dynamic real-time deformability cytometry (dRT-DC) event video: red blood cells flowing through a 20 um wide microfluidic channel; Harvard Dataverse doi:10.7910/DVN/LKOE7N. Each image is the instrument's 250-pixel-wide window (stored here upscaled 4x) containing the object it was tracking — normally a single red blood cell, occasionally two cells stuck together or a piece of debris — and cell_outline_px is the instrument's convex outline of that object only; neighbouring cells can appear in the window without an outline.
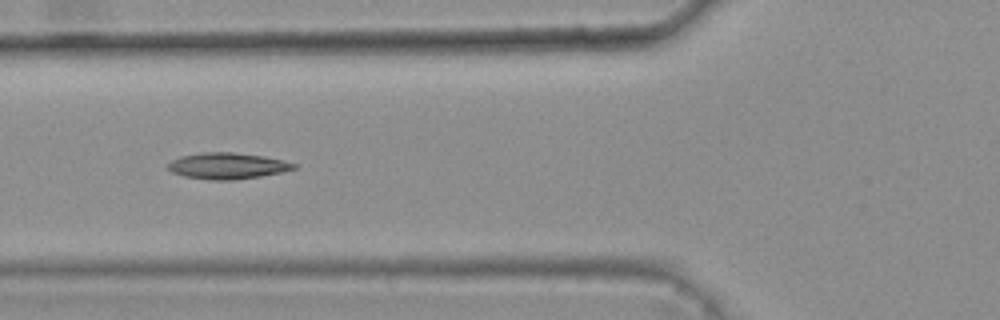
{"species": "common noctule bat (a hibernating species)", "species_latin": "Nyctalus noctula", "temperature_condition": "warm", "stored_images_in_passage": 46, "camera_frame_rate_fps": 3000, "um_per_image_px": 0.085, "animal": {"sex": "female", "body_mass_g": 25.1}, "frame": {"image": 1, "passage_image": 20, "time_ms": 6.333, "image_size_px": [1000, 320], "cell_outline_px": [[296, 168], [280, 172], [260, 176], [236, 180], [208, 180], [184, 176], [172, 172], [168, 168], [168, 164], [172, 160], [180, 156], [204, 152], [232, 152], [264, 156], [284, 160], [296, 164]], "centroid_in_image_um": [19.32, 14.1], "position_along_channel_um": 106.5, "area_um2": 19.19}, "authors_computed_cell_mechanics": {"area_um2": 18.6116, "velocity_mm_per_s": 3.8165, "shape_relaxation_time_tau1_ms": 7.5422, "shape_relaxation_time_tau2_ms": 2.5696, "deformation_change_tau1": 0.1933, "deformation_change_tau2": 0.0999}}